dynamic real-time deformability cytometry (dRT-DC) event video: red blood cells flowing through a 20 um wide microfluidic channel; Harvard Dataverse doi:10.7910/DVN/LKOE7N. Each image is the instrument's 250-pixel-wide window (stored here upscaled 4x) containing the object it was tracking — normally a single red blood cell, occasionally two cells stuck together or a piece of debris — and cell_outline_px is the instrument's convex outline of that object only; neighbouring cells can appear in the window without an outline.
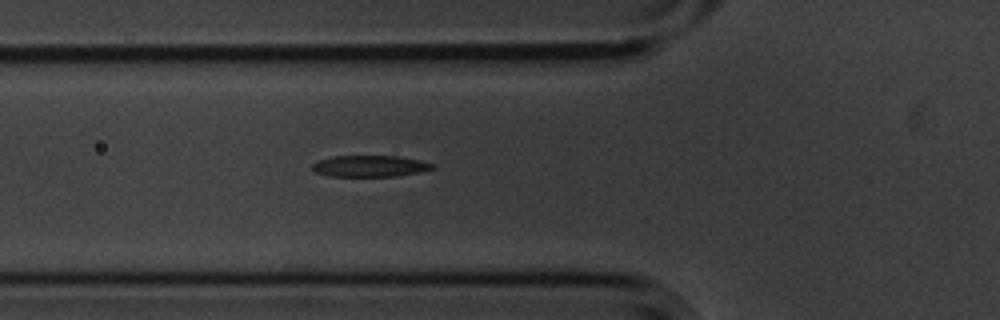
{"species": "common noctule bat (a hibernating species)", "species_latin": "Nyctalus noctula", "temperature_condition": "cold", "stored_images_in_passage": 2, "camera_frame_rate_fps": 3000, "um_per_image_px": 0.085, "animal": {"sex": "male", "body_mass_g": 20.1, "forearm_length_mm": 53.5}, "frame": {"image": 1, "passage_image": 2, "time_ms": 0.333, "image_size_px": [1000, 320], "cell_outline_px": [[436, 168], [420, 172], [396, 176], [328, 176], [316, 172], [312, 168], [312, 164], [320, 160], [332, 156], [396, 156], [420, 160], [432, 164]], "centroid_in_image_um": [31.44, 14.12], "position_along_channel_um": 94.4, "area_um2": 14.85}}